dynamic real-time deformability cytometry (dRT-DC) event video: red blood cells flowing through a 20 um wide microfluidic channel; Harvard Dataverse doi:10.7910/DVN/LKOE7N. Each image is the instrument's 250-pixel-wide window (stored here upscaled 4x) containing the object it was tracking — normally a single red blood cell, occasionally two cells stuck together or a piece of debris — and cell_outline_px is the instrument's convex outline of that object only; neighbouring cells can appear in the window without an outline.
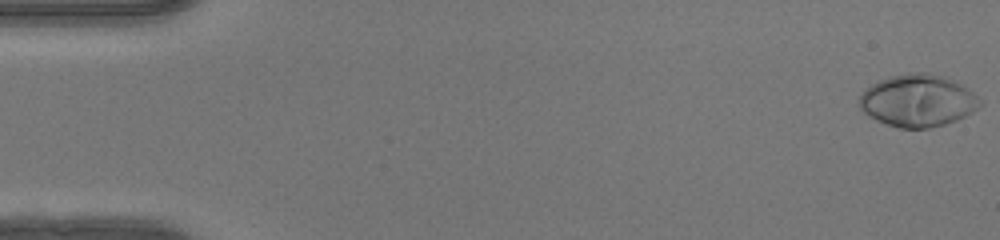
{"species": "human", "species_latin": "Homo sapiens", "temperature_condition": "warm", "stored_images_in_passage": 51, "camera_frame_rate_fps": 3000, "um_per_image_px": 0.085, "donor": {"sex": "female"}, "frame": {"image": 1, "passage_image": 1, "time_ms": 0.0, "image_size_px": [1000, 240], "cell_outline_px": [[984, 104], [972, 112], [956, 120], [944, 124], [928, 128], [900, 128], [876, 120], [864, 112], [860, 108], [860, 96], [872, 84], [880, 80], [892, 76], [908, 72], [924, 72], [944, 76], [968, 88]], "centroid_in_image_um": [78.03, 8.55], "position_along_channel_um": 7.0, "area_um2": 36.36}}
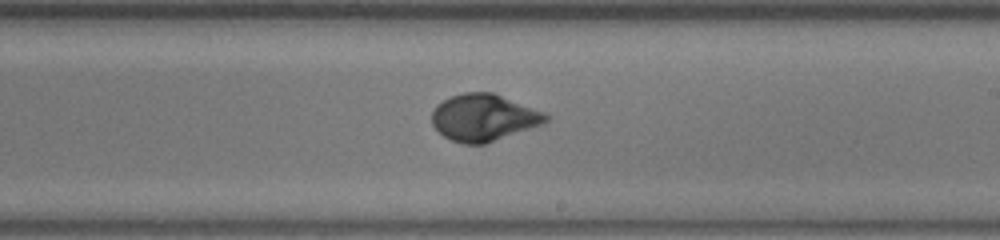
{"frame": {"image": 2, "passage_image": 30, "time_ms": 9.667, "image_size_px": [1000, 240], "cell_outline_px": [[552, 116], [548, 120], [540, 124], [484, 144], [464, 144], [452, 140], [444, 136], [432, 124], [432, 112], [436, 104], [452, 96], [464, 92], [492, 92], [544, 112]], "centroid_in_image_um": [41.09, 9.98], "position_along_channel_um": 247.9, "area_um2": 30.69}}
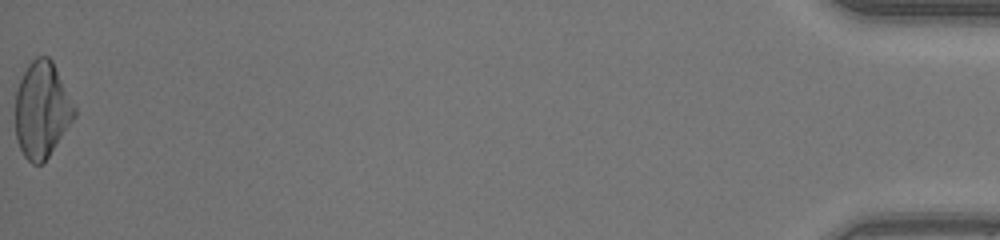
{"frame": {"image": 3, "passage_image": 51, "time_ms": 16.667, "image_size_px": [1000, 240], "cell_outline_px": [[76, 116], [48, 156], [40, 164], [32, 164], [24, 156], [16, 140], [16, 92], [20, 80], [28, 64], [36, 56], [48, 56], [52, 60], [76, 108]], "centroid_in_image_um": [3.56, 9.32], "position_along_channel_um": 431.6, "area_um2": 32.83}, "authors_computed_cell_mechanics": {"area_um2": 31.2698, "velocity_mm_per_s": 4.1478, "shape_relaxation_time_tau1_ms": 3.5864, "shape_relaxation_time_tau2_ms": null, "deformation_change_tau1": 0.2091, "deformation_change_tau2": null}}